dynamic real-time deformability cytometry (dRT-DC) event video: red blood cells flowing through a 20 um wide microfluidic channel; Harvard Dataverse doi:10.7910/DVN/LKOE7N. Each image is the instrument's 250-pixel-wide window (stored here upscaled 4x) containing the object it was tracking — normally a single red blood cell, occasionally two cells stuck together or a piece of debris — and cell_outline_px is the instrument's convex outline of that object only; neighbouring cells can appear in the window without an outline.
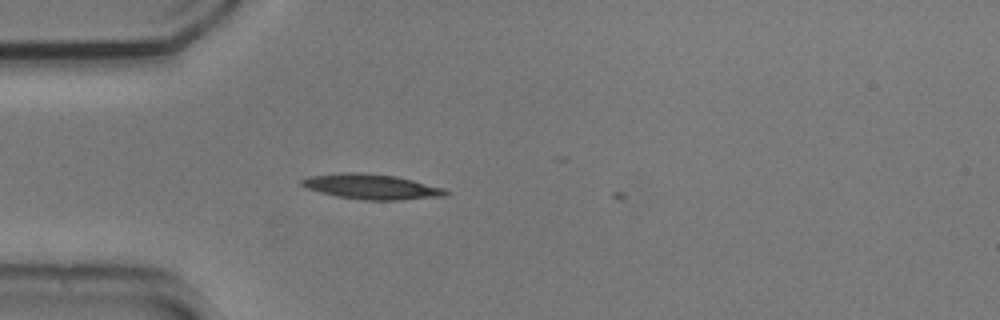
{"species": "common noctule bat (a hibernating species)", "species_latin": "Nyctalus noctula", "temperature_condition": "cold", "stored_images_in_passage": 3, "camera_frame_rate_fps": 3000, "um_per_image_px": 0.085, "animal": {"sex": "male", "body_mass_g": 20.5, "forearm_length_mm": 52.5}, "frame": {"image": 1, "passage_image": 2, "time_ms": 0.333, "image_size_px": [1000, 320], "cell_outline_px": [[448, 192], [444, 196], [400, 200], [364, 200], [336, 196], [320, 192], [308, 188], [300, 184], [300, 180], [308, 176], [340, 172], [360, 172], [396, 176], [444, 188]], "centroid_in_image_um": [31.53, 15.86], "position_along_channel_um": 53.5, "area_um2": 21.04}}